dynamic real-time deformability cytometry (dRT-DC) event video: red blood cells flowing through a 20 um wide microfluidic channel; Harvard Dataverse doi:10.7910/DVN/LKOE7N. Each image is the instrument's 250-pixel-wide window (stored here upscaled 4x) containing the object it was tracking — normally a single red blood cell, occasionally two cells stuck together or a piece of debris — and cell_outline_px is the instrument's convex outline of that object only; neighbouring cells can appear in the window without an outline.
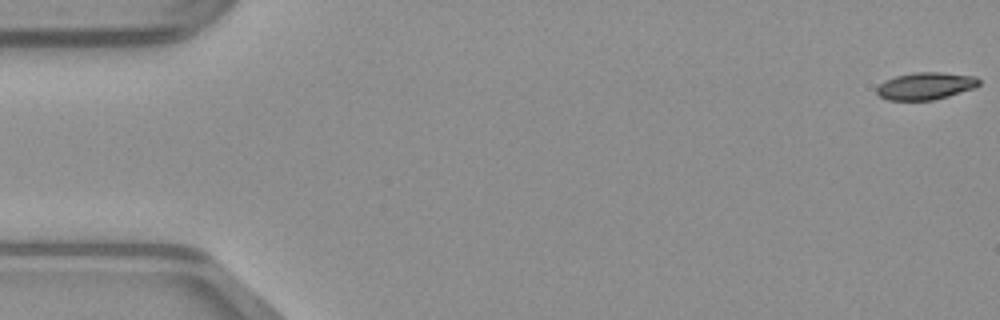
{"species": "common noctule bat (a hibernating species)", "species_latin": "Nyctalus noctula", "temperature_condition": "warm", "stored_images_in_passage": 50, "camera_frame_rate_fps": 3000, "um_per_image_px": 0.085, "animal": {"sex": "male", "body_mass_g": 23.1, "forearm_length_mm": 52.7}, "frame": {"image": 1, "passage_image": 1, "time_ms": 0.0, "image_size_px": [1000, 320], "cell_outline_px": [[980, 84], [976, 88], [948, 96], [932, 100], [888, 100], [880, 96], [876, 92], [876, 88], [884, 80], [896, 76], [916, 72], [940, 72], [976, 76], [980, 80]], "centroid_in_image_um": [78.7, 7.3], "position_along_channel_um": 6.3, "area_um2": 16.3}}
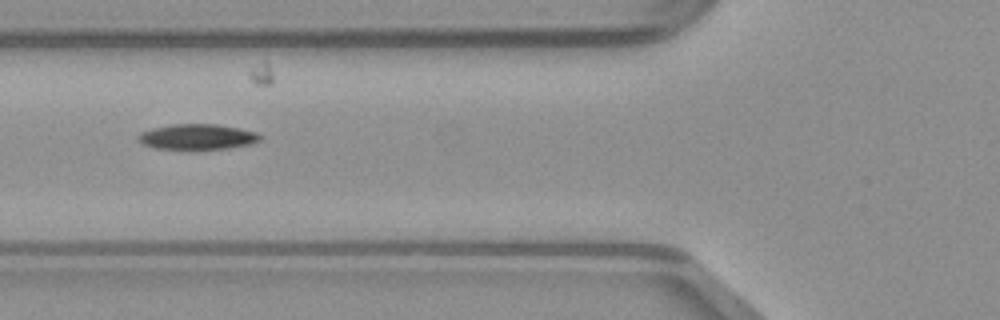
{"frame": {"image": 2, "passage_image": 19, "time_ms": 6.0, "image_size_px": [1000, 320], "cell_outline_px": [[260, 140], [248, 144], [228, 148], [188, 152], [156, 148], [144, 144], [136, 136], [140, 132], [152, 128], [172, 124], [216, 124], [256, 132], [260, 136]], "centroid_in_image_um": [16.71, 11.67], "position_along_channel_um": 109.1, "area_um2": 18.55}}
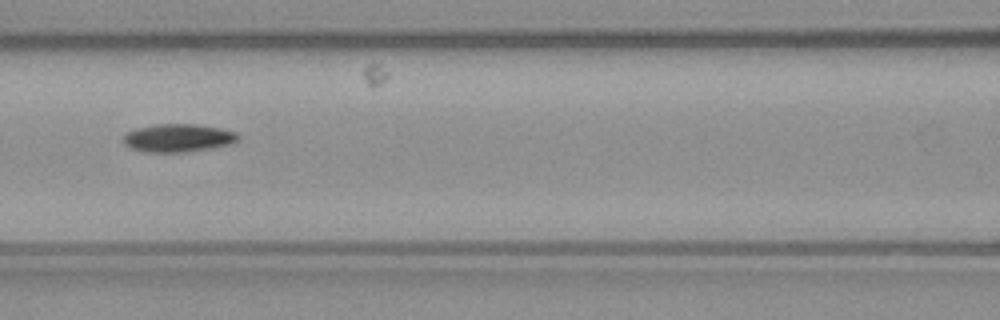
{"frame": {"image": 3, "passage_image": 22, "time_ms": 7.0, "image_size_px": [1000, 320], "cell_outline_px": [[240, 140], [232, 144], [188, 152], [144, 152], [132, 148], [124, 144], [124, 136], [128, 132], [136, 128], [156, 124], [196, 124], [220, 128], [236, 132], [240, 136]], "centroid_in_image_um": [15.18, 11.73], "position_along_channel_um": 151.4, "area_um2": 18.84}}